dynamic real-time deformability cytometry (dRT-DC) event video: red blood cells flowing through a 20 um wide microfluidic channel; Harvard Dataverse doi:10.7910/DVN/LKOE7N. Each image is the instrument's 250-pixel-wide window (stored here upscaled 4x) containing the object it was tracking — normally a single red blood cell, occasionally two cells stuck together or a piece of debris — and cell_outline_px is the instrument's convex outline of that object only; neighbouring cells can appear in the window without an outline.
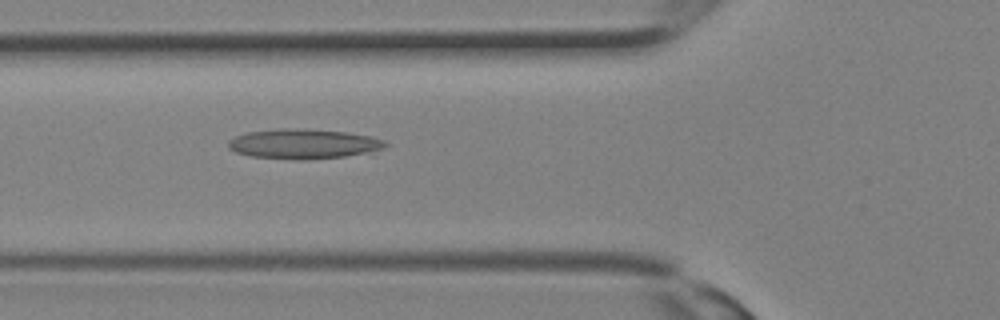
{"species": "Egyptian fruit bat (a non-hibernating species)", "species_latin": "Rousettus aegyptiacus", "temperature_condition": "room temperature", "stored_images_in_passage": 11, "camera_frame_rate_fps": 3000, "um_per_image_px": 0.085, "animal": {"sex": "female"}, "frame": {"image": 1, "passage_image": 11, "time_ms": 3.333, "image_size_px": [1000, 320], "cell_outline_px": [[388, 144], [384, 148], [368, 152], [344, 156], [308, 160], [296, 160], [252, 156], [236, 152], [228, 148], [228, 140], [236, 136], [248, 132], [284, 128], [296, 128], [344, 132], [372, 136], [384, 140]], "centroid_in_image_um": [25.79, 12.23], "position_along_channel_um": 100.0, "area_um2": 27.17}}